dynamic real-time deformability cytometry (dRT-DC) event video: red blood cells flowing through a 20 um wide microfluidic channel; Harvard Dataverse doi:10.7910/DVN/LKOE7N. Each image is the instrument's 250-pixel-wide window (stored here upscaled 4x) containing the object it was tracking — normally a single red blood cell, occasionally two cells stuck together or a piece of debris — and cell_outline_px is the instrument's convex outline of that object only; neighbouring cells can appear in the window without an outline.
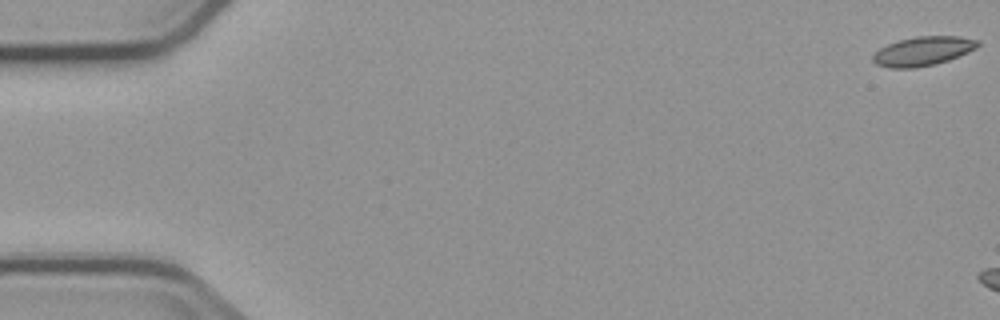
{"species": "common noctule bat (a hibernating species)", "species_latin": "Nyctalus noctula", "temperature_condition": "cold", "stored_images_in_passage": 6, "camera_frame_rate_fps": 3000, "um_per_image_px": 0.085, "animal": {"sex": "male", "body_mass_g": 23.1, "forearm_length_mm": 52.7}, "frame": {"image": 1, "passage_image": 1, "time_ms": 0.0, "image_size_px": [1000, 320], "cell_outline_px": [[980, 44], [976, 48], [968, 52], [948, 60], [916, 68], [888, 68], [876, 64], [872, 60], [872, 56], [880, 48], [888, 44], [900, 40], [916, 36], [960, 36], [980, 40]], "centroid_in_image_um": [78.46, 4.34], "position_along_channel_um": 6.5, "area_um2": 17.74}}
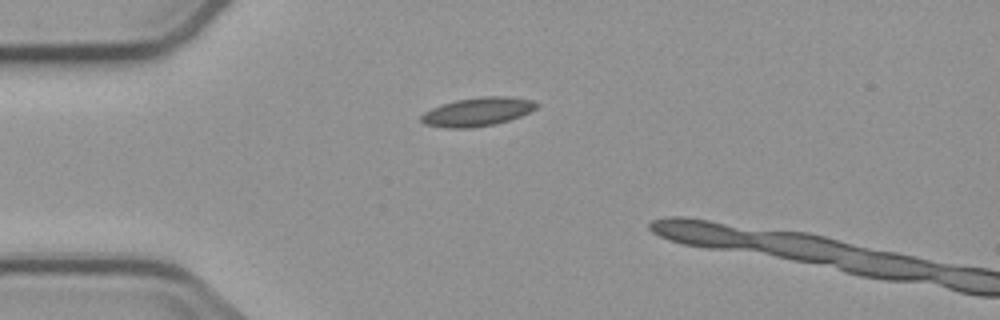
{"frame": {"image": 2, "passage_image": 5, "time_ms": 4.667, "image_size_px": [1000, 320], "cell_outline_px": [[540, 104], [536, 108], [520, 116], [496, 124], [472, 128], [448, 128], [424, 124], [420, 120], [420, 116], [424, 112], [440, 104], [456, 100], [480, 96], [508, 96], [532, 100]], "centroid_in_image_um": [40.57, 9.5], "position_along_channel_um": 44.4, "area_um2": 19.36}}